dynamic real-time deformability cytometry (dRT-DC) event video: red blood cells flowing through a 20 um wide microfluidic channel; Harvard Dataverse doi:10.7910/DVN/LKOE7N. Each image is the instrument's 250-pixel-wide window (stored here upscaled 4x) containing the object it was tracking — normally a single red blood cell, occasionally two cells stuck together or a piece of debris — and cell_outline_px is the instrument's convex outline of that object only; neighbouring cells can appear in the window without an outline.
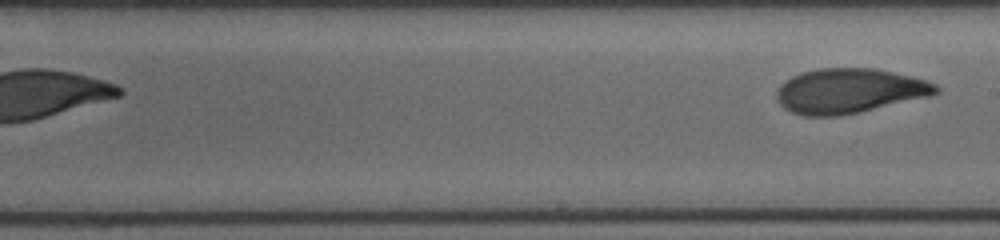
{"species": "human", "species_latin": "Homo sapiens", "temperature_condition": "cold", "stored_images_in_passage": 25, "segment_of_instrument_passage": [2, 2], "camera_frame_rate_fps": 3000, "um_per_image_px": 0.085, "donor": {"sex": "female"}, "frame": {"image": 1, "passage_image": 25, "time_ms": 6.667, "image_size_px": [1000, 240], "cell_outline_px": [[940, 92], [932, 96], [856, 112], [836, 116], [804, 116], [792, 112], [784, 108], [776, 100], [776, 88], [784, 80], [800, 72], [820, 68], [876, 68], [924, 80], [936, 84], [940, 88]], "centroid_in_image_um": [72.14, 7.72], "position_along_channel_um": 216.9, "area_um2": 41.56}}